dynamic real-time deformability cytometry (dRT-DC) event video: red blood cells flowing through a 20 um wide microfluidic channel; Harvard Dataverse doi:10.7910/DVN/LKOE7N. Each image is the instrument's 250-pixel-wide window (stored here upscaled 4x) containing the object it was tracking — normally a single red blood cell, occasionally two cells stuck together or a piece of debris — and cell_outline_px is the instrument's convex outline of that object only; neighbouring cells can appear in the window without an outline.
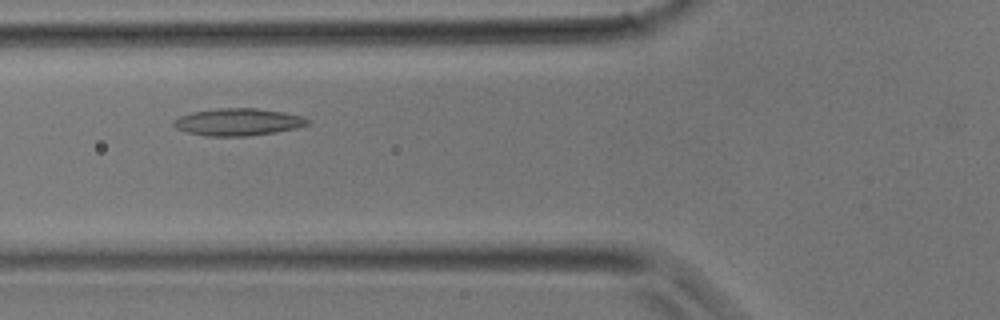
{"species": "common noctule bat (a hibernating species)", "species_latin": "Nyctalus noctula", "temperature_condition": "room temperature", "stored_images_in_passage": 31, "camera_frame_rate_fps": 3000, "um_per_image_px": 0.085, "animal": {"sex": "male", "body_mass_g": 17.9}, "frame": {"image": 1, "passage_image": 9, "time_ms": 2.667, "image_size_px": [1000, 320], "cell_outline_px": [[308, 124], [296, 128], [276, 132], [248, 136], [204, 136], [188, 132], [176, 128], [172, 124], [172, 120], [180, 116], [192, 112], [220, 108], [256, 108], [284, 112], [304, 116], [308, 120]], "centroid_in_image_um": [20.22, 10.37], "position_along_channel_um": 105.6, "area_um2": 21.27}}
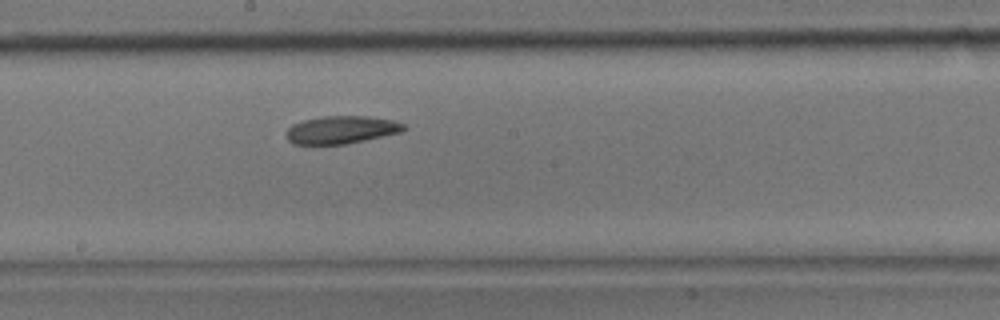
{"frame": {"image": 2, "passage_image": 15, "time_ms": 4.667, "image_size_px": [1000, 320], "cell_outline_px": [[408, 128], [400, 132], [364, 140], [344, 144], [292, 144], [284, 136], [288, 128], [292, 124], [304, 120], [320, 116], [368, 116], [392, 120], [404, 124]], "centroid_in_image_um": [28.97, 11.03], "position_along_channel_um": 219.2, "area_um2": 19.02}}
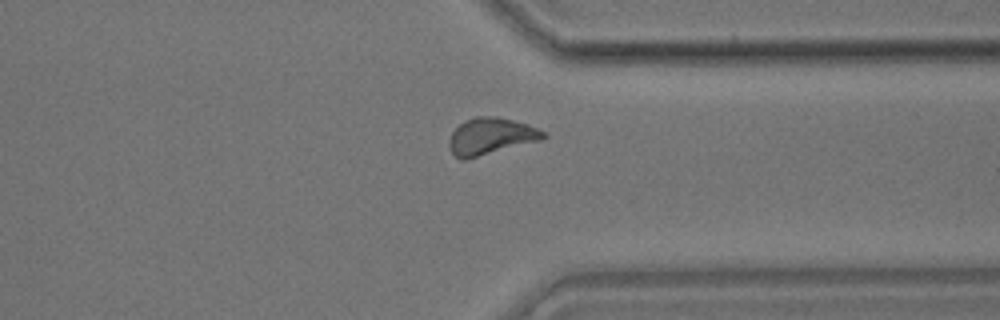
{"frame": {"image": 3, "passage_image": 23, "time_ms": 7.333, "image_size_px": [1000, 320], "cell_outline_px": [[548, 136], [544, 140], [464, 160], [460, 160], [452, 152], [448, 144], [448, 140], [452, 132], [464, 120], [476, 116], [492, 116], [512, 120], [528, 124], [544, 132]], "centroid_in_image_um": [41.73, 11.59], "position_along_channel_um": 369.7, "area_um2": 20.29}}